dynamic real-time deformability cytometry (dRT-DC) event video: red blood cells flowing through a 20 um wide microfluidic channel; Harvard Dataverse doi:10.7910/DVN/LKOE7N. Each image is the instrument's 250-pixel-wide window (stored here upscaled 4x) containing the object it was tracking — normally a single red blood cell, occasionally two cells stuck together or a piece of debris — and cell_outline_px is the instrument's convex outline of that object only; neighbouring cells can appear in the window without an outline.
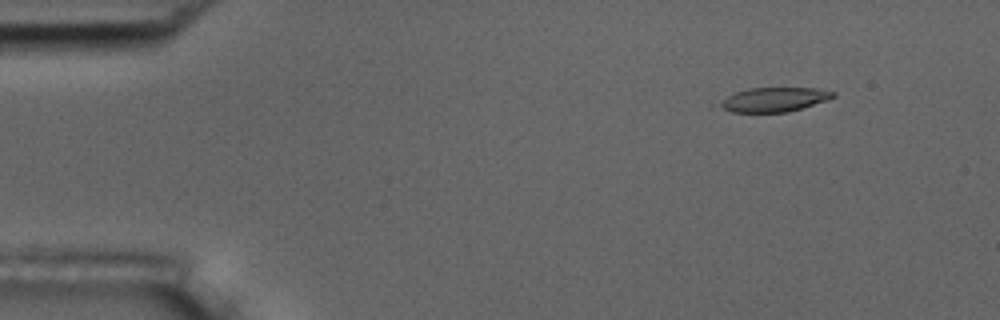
{"species": "common noctule bat (a hibernating species)", "species_latin": "Nyctalus noctula", "temperature_condition": "room temperature", "stored_images_in_passage": 9, "camera_frame_rate_fps": 3000, "um_per_image_px": 0.085, "animal": {"sex": "male", "body_mass_g": 17.5, "forearm_length_mm": 52.3}, "frame": {"image": 1, "passage_image": 3, "time_ms": 2.0, "image_size_px": [1000, 320], "cell_outline_px": [[836, 96], [828, 100], [788, 112], [732, 112], [708, 108], [708, 104], [736, 92], [748, 88], [816, 88], [836, 92]], "centroid_in_image_um": [65.58, 8.48], "position_along_channel_um": 19.4, "area_um2": 16.82}}
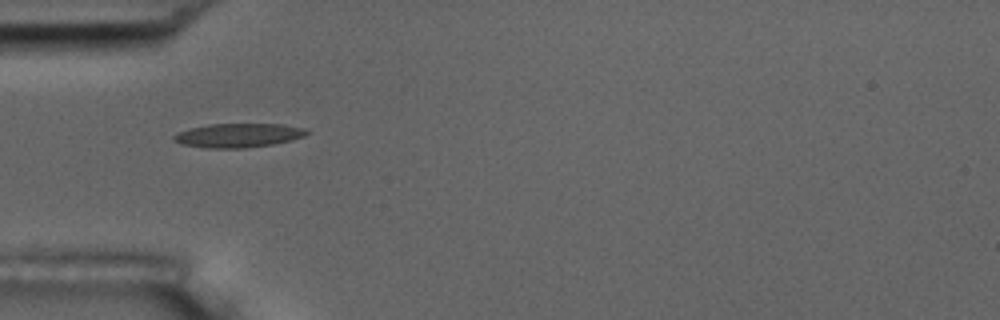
{"frame": {"image": 2, "passage_image": 6, "time_ms": 5.667, "image_size_px": [1000, 320], "cell_outline_px": [[308, 132], [304, 136], [292, 140], [272, 144], [244, 148], [208, 148], [180, 144], [172, 136], [176, 132], [208, 124], [284, 124], [304, 128]], "centroid_in_image_um": [20.25, 11.5], "position_along_channel_um": 64.8, "area_um2": 18.5}}
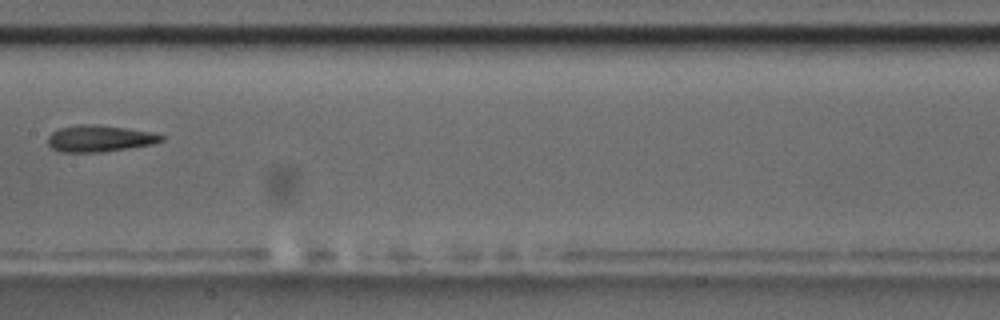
{"frame": {"image": 3, "passage_image": 9, "time_ms": 9.333, "image_size_px": [1000, 320], "cell_outline_px": [[164, 140], [152, 144], [100, 152], [60, 152], [52, 148], [48, 144], [48, 136], [52, 132], [60, 128], [76, 124], [92, 124], [124, 128], [152, 132], [164, 136]], "centroid_in_image_um": [8.43, 11.77], "position_along_channel_um": 199.0, "area_um2": 17.4}}